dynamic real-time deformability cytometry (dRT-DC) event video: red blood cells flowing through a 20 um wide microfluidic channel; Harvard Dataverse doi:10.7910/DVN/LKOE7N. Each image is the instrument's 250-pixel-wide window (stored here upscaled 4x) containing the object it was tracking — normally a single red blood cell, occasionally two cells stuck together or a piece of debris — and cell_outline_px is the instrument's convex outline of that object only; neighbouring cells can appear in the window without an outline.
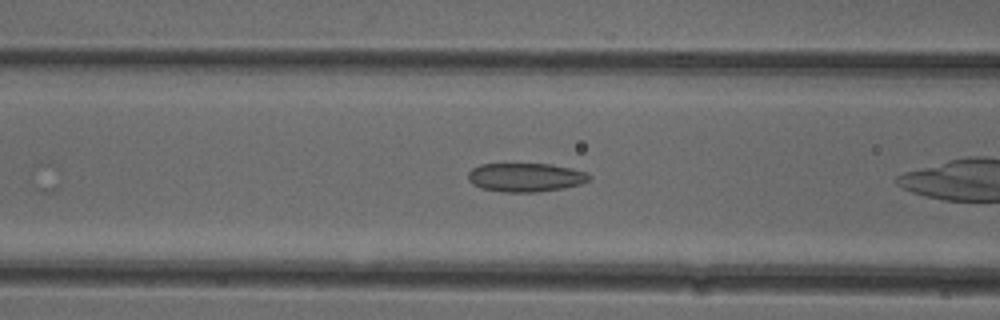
{"species": "common noctule bat (a hibernating species)", "species_latin": "Nyctalus noctula", "temperature_condition": "cold", "stored_images_in_passage": 13, "camera_frame_rate_fps": 3000, "um_per_image_px": 0.085, "animal": {"sex": "female"}, "frame": {"image": 1, "passage_image": 6, "time_ms": 1.667, "image_size_px": [1000, 320], "cell_outline_px": [[592, 180], [580, 184], [564, 188], [536, 192], [504, 192], [480, 188], [472, 184], [468, 180], [468, 172], [472, 168], [480, 164], [552, 164], [572, 168], [588, 172], [592, 176]], "centroid_in_image_um": [44.7, 15.07], "position_along_channel_um": 121.9, "area_um2": 20.58}}
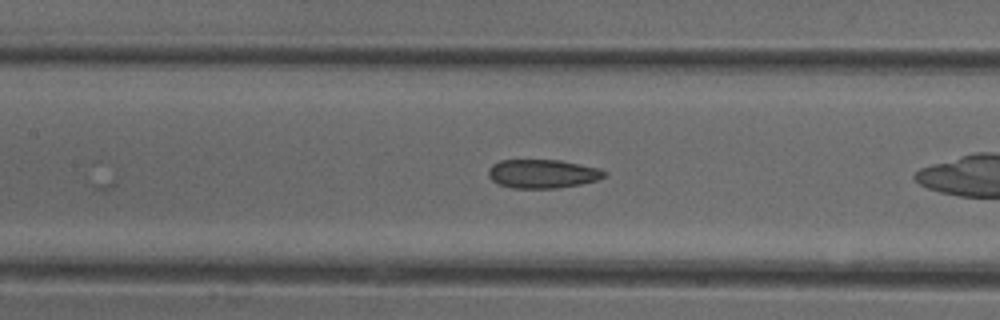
{"frame": {"image": 2, "passage_image": 9, "time_ms": 2.667, "image_size_px": [1000, 320], "cell_outline_px": [[608, 172], [604, 176], [596, 180], [580, 184], [556, 188], [512, 188], [496, 184], [488, 176], [488, 168], [492, 164], [500, 160], [560, 160], [600, 168]], "centroid_in_image_um": [46.08, 14.77], "position_along_channel_um": 161.3, "area_um2": 19.54}}
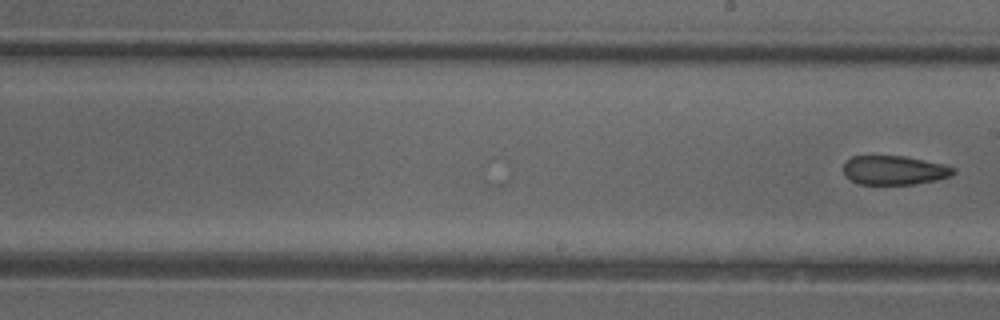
{"frame": {"image": 3, "passage_image": 13, "time_ms": 4.0, "image_size_px": [1000, 320], "cell_outline_px": [[956, 172], [952, 176], [936, 180], [916, 184], [860, 184], [844, 176], [844, 164], [852, 156], [904, 156], [940, 164], [956, 168]], "centroid_in_image_um": [76.02, 14.48], "position_along_channel_um": 213.0, "area_um2": 18.5}}